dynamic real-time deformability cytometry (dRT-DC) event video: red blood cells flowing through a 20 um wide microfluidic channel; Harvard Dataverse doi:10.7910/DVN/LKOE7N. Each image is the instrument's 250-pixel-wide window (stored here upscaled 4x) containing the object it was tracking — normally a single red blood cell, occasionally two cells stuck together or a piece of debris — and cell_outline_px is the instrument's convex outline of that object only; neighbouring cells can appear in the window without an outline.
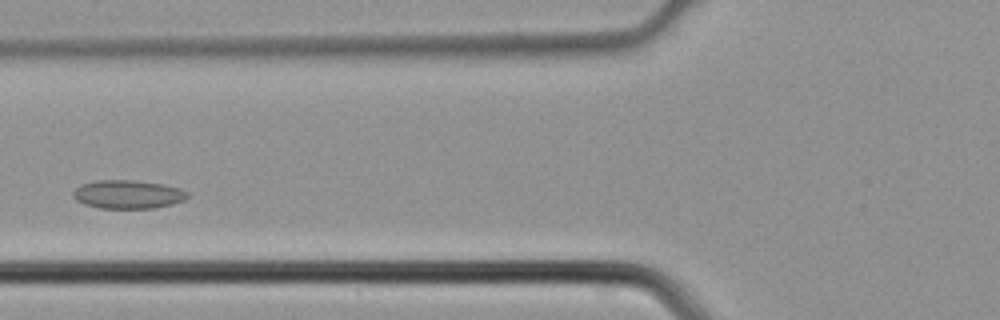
{"species": "common noctule bat (a hibernating species)", "species_latin": "Nyctalus noctula", "temperature_condition": "cold", "stored_images_in_passage": 38, "camera_frame_rate_fps": 3000, "um_per_image_px": 0.085, "animal": {"sex": "male", "body_mass_g": 21.5, "forearm_length_mm": 52.0}, "frame": {"image": 1, "passage_image": 11, "time_ms": 3.333, "image_size_px": [1000, 320], "cell_outline_px": [[188, 196], [184, 200], [172, 204], [152, 208], [100, 208], [84, 204], [76, 200], [72, 196], [72, 192], [80, 184], [96, 180], [136, 180], [164, 184], [180, 188], [188, 192]], "centroid_in_image_um": [10.85, 16.51], "position_along_channel_um": 114.9, "area_um2": 19.13}}
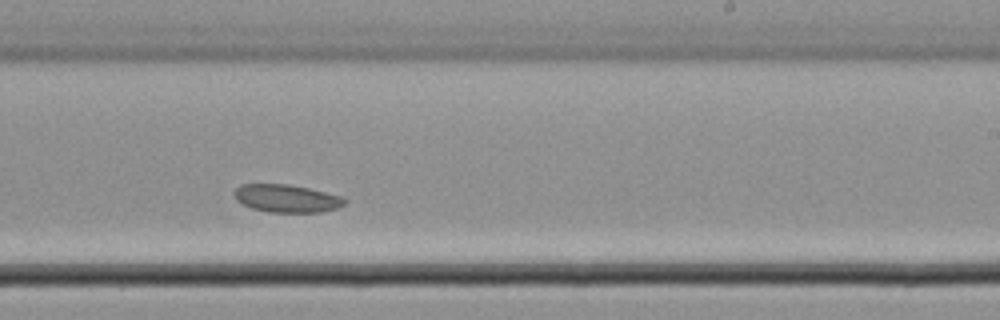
{"frame": {"image": 2, "passage_image": 21, "time_ms": 6.667, "image_size_px": [1000, 320], "cell_outline_px": [[348, 200], [344, 204], [336, 208], [320, 212], [268, 212], [252, 208], [236, 200], [232, 192], [240, 184], [288, 184], [308, 188], [344, 196]], "centroid_in_image_um": [24.37, 16.86], "position_along_channel_um": 264.6, "area_um2": 17.98}}
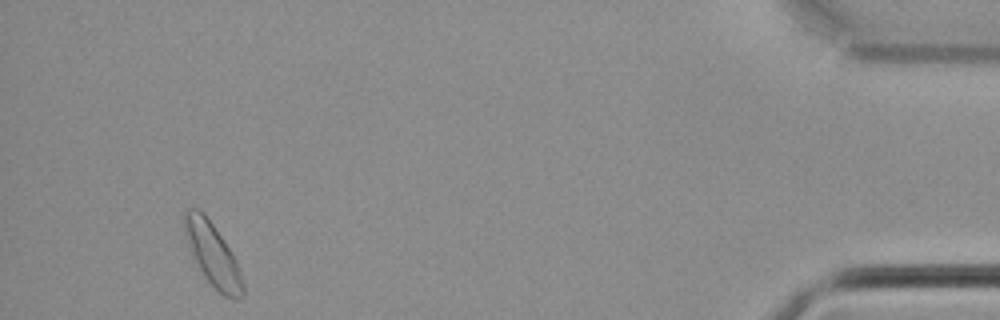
{"frame": {"image": 3, "passage_image": 36, "time_ms": 11.667, "image_size_px": [1000, 320], "cell_outline_px": [[244, 296], [236, 300], [232, 300], [224, 296], [204, 276], [192, 256], [184, 232], [184, 208], [200, 208], [204, 212], [232, 252], [236, 260], [244, 284]], "centroid_in_image_um": [18.08, 21.62], "position_along_channel_um": 417.1, "area_um2": 21.44}}